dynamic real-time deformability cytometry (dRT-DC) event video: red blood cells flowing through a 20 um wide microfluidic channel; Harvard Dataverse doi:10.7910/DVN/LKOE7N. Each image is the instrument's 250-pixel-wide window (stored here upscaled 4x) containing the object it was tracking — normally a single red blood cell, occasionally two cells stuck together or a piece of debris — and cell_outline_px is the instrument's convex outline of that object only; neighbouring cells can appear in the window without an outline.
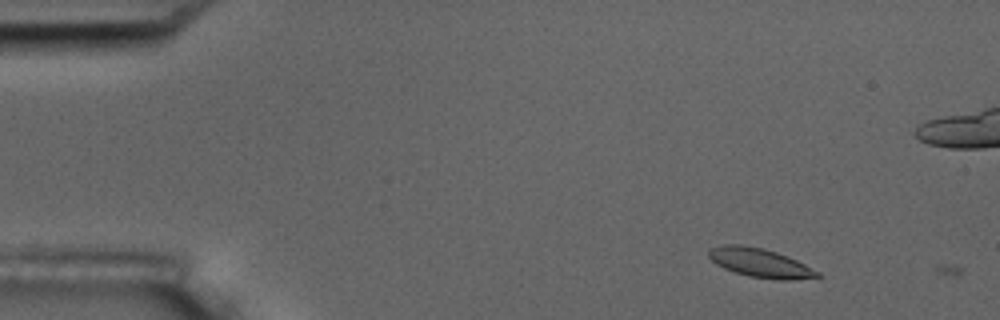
{"species": "common noctule bat (a hibernating species)", "species_latin": "Nyctalus noctula", "temperature_condition": "room temperature", "stored_images_in_passage": 5, "segment_of_instrument_passage": [2, 2], "camera_frame_rate_fps": 3000, "um_per_image_px": 0.085, "animal": {"sex": "male", "body_mass_g": 17.5, "forearm_length_mm": 52.3}, "frame": {"image": 1, "passage_image": 5, "time_ms": 6.333, "image_size_px": [1000, 320], "cell_outline_px": [[824, 276], [792, 280], [780, 280], [748, 276], [724, 268], [716, 264], [708, 256], [708, 252], [712, 248], [724, 244], [740, 244], [764, 248], [788, 256], [820, 272]], "centroid_in_image_um": [64.63, 22.34], "position_along_channel_um": 20.4, "area_um2": 18.32}}